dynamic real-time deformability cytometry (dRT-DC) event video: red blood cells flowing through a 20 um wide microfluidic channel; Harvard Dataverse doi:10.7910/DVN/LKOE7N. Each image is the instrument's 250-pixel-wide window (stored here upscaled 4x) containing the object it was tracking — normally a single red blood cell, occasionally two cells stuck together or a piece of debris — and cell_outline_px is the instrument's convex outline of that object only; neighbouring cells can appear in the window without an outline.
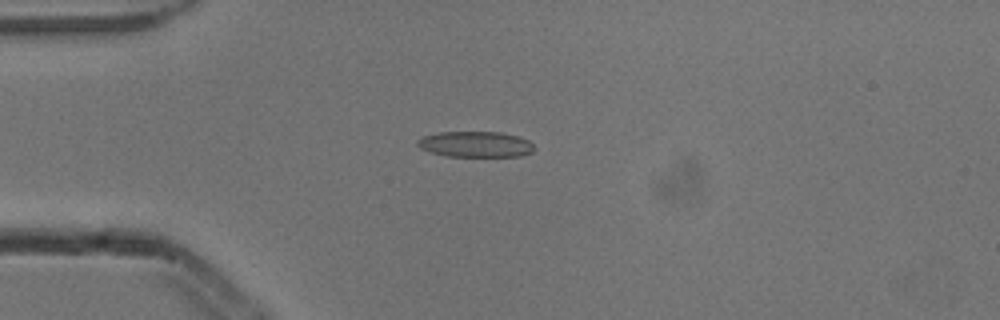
{"species": "common noctule bat (a hibernating species)", "species_latin": "Nyctalus noctula", "temperature_condition": "cold", "stored_images_in_passage": 6, "camera_frame_rate_fps": 3000, "um_per_image_px": 0.085, "animal": {"sex": "male", "body_mass_g": 13.3}, "frame": {"image": 1, "passage_image": 4, "time_ms": 1.0, "image_size_px": [1000, 320], "cell_outline_px": [[536, 148], [532, 152], [520, 156], [444, 156], [420, 148], [416, 144], [416, 140], [424, 136], [440, 132], [500, 132], [516, 136], [528, 140]], "centroid_in_image_um": [40.41, 12.26], "position_along_channel_um": 44.6, "area_um2": 17.46}}
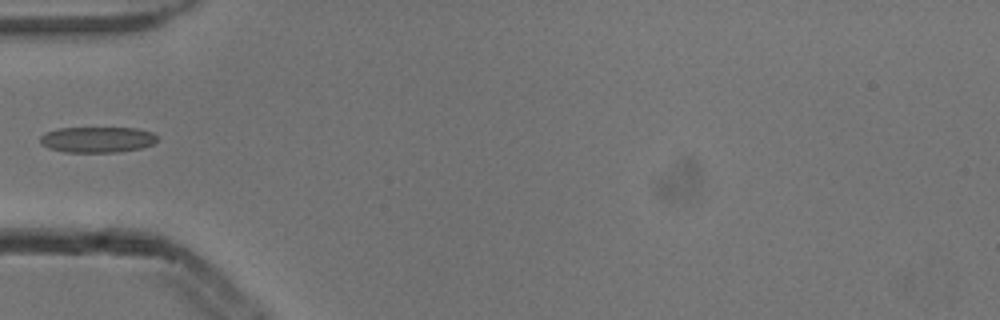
{"frame": {"image": 2, "passage_image": 5, "time_ms": 1.333, "image_size_px": [1000, 320], "cell_outline_px": [[156, 140], [152, 144], [144, 148], [116, 152], [64, 152], [48, 148], [40, 144], [40, 136], [44, 132], [60, 128], [136, 128], [152, 132], [156, 136]], "centroid_in_image_um": [8.24, 11.87], "position_along_channel_um": 76.8, "area_um2": 17.69}}
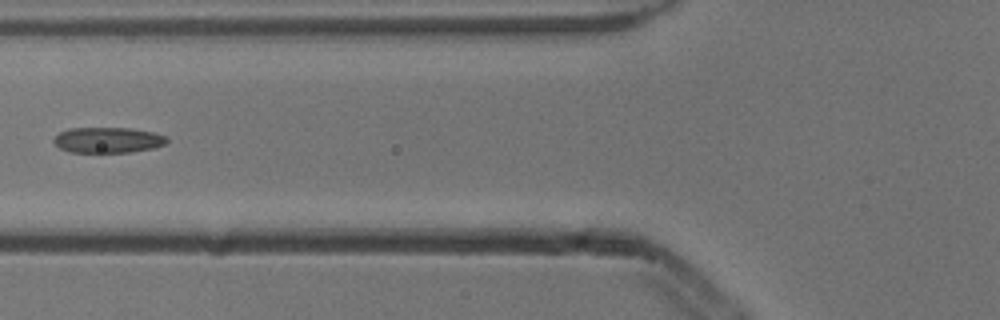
{"frame": {"image": 3, "passage_image": 6, "time_ms": 1.667, "image_size_px": [1000, 320], "cell_outline_px": [[168, 140], [164, 144], [152, 148], [132, 152], [68, 152], [60, 148], [52, 140], [60, 132], [68, 128], [128, 128], [152, 132], [168, 136]], "centroid_in_image_um": [9.16, 11.9], "position_along_channel_um": 116.6, "area_um2": 16.82}}